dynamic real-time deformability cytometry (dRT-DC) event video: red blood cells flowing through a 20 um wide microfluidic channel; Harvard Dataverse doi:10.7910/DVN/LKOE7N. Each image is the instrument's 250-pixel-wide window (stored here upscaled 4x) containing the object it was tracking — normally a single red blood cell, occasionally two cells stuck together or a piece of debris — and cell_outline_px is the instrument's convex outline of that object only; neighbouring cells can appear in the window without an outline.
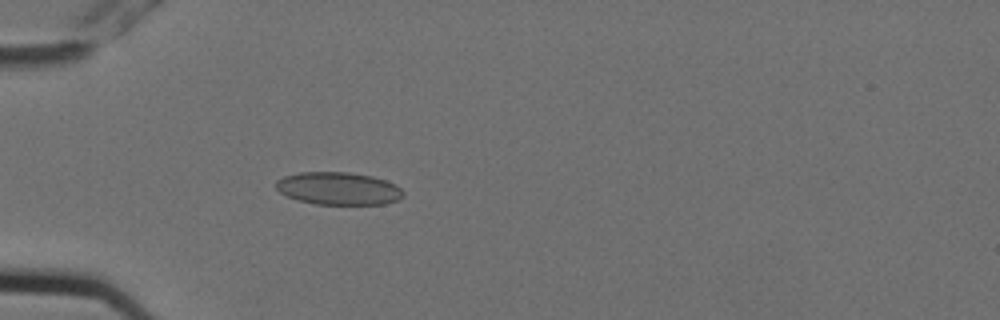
{"species": "Egyptian fruit bat (a non-hibernating species)", "species_latin": "Rousettus aegyptiacus", "temperature_condition": "cold", "stored_images_in_passage": 3, "camera_frame_rate_fps": 3000, "um_per_image_px": 0.085, "animal": {"sex": "female"}, "frame": {"image": 1, "passage_image": 3, "time_ms": 0.667, "image_size_px": [1000, 320], "cell_outline_px": [[404, 196], [396, 200], [384, 204], [316, 204], [296, 200], [280, 192], [276, 188], [276, 180], [284, 176], [300, 172], [348, 172], [372, 176], [396, 184], [404, 192]], "centroid_in_image_um": [28.76, 16.02], "position_along_channel_um": 56.2, "area_um2": 24.22}}